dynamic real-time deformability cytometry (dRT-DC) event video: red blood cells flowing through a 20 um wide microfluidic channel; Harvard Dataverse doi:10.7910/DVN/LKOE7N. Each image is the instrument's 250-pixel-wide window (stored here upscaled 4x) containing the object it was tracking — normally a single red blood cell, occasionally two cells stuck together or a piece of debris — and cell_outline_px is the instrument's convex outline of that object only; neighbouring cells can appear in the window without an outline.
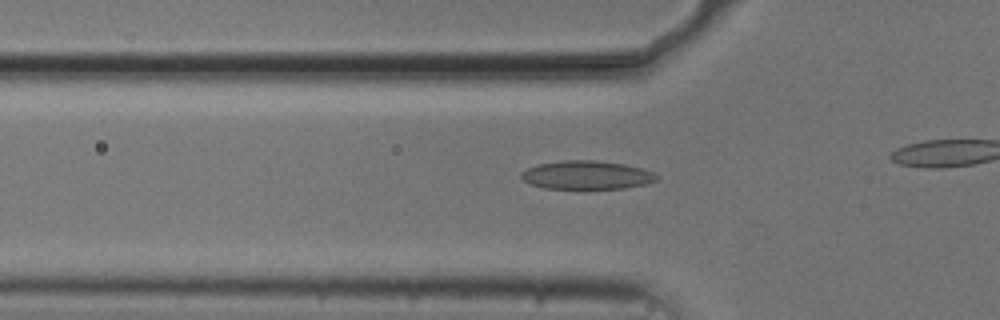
{"species": "common noctule bat (a hibernating species)", "species_latin": "Nyctalus noctula", "temperature_condition": "cold", "stored_images_in_passage": 43, "camera_frame_rate_fps": 3000, "um_per_image_px": 0.085, "animal": {"sex": "male", "body_mass_g": 20.5, "forearm_length_mm": 52.5}, "frame": {"image": 1, "passage_image": 18, "time_ms": 5.667, "image_size_px": [1000, 320], "cell_outline_px": [[660, 176], [656, 180], [644, 184], [624, 188], [544, 188], [532, 184], [524, 180], [520, 176], [520, 172], [528, 168], [540, 164], [564, 160], [596, 160], [624, 164], [640, 168], [652, 172]], "centroid_in_image_um": [49.87, 14.87], "position_along_channel_um": 75.9, "area_um2": 22.2}}
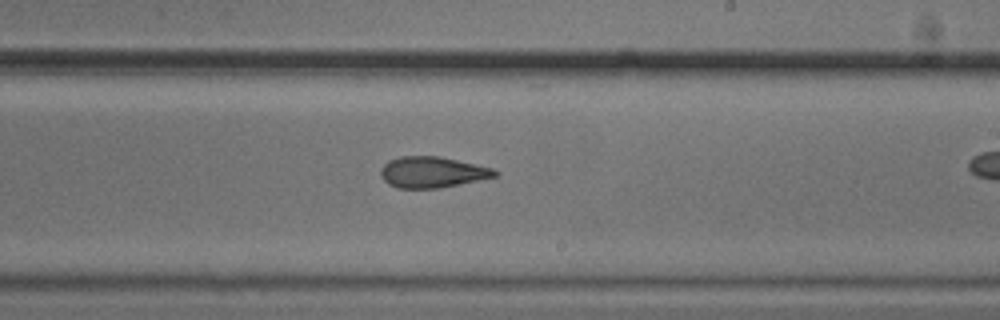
{"frame": {"image": 2, "passage_image": 32, "time_ms": 10.333, "image_size_px": [1000, 320], "cell_outline_px": [[500, 172], [496, 176], [460, 184], [440, 188], [396, 188], [388, 184], [384, 180], [380, 172], [380, 168], [388, 160], [400, 156], [440, 156], [492, 168]], "centroid_in_image_um": [36.71, 14.63], "position_along_channel_um": 252.3, "area_um2": 20.63}}
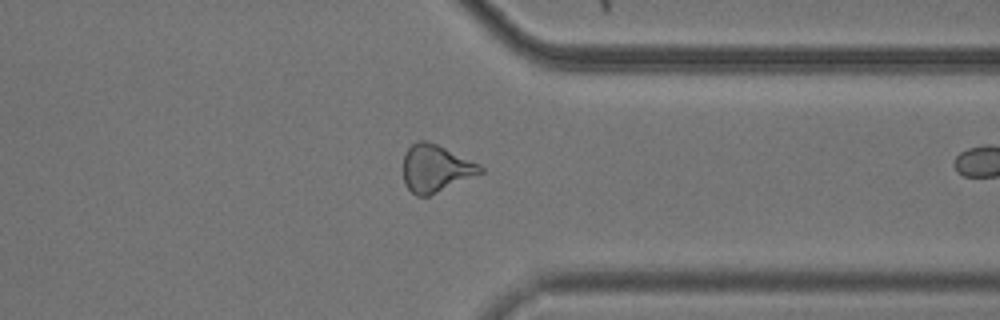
{"frame": {"image": 3, "passage_image": 42, "time_ms": 13.667, "image_size_px": [1000, 320], "cell_outline_px": [[484, 172], [428, 196], [416, 196], [404, 184], [404, 156], [408, 148], [416, 140], [424, 140], [436, 144], [480, 164], [484, 168]], "centroid_in_image_um": [37.03, 14.31], "position_along_channel_um": 374.4, "area_um2": 21.04}}